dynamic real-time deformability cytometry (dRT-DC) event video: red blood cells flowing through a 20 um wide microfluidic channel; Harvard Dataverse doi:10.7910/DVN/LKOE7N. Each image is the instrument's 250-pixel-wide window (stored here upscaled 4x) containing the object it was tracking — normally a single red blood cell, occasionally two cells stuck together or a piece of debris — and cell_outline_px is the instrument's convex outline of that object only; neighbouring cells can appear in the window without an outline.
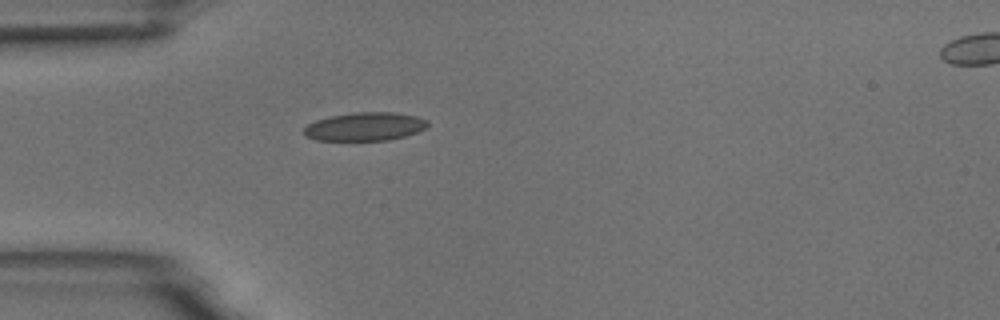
{"species": "common noctule bat (a hibernating species)", "species_latin": "Nyctalus noctula", "temperature_condition": "room temperature", "stored_images_in_passage": 2, "camera_frame_rate_fps": 3000, "um_per_image_px": 0.085, "animal": {"sex": "male", "body_mass_g": 18.8}, "frame": {"image": 1, "passage_image": 1, "time_ms": 0.0, "image_size_px": [1000, 320], "cell_outline_px": [[428, 128], [404, 136], [388, 140], [316, 140], [304, 136], [304, 128], [308, 124], [316, 120], [332, 116], [352, 112], [396, 112], [416, 116], [428, 120]], "centroid_in_image_um": [31.03, 10.75], "position_along_channel_um": 54.0, "area_um2": 20.52}}